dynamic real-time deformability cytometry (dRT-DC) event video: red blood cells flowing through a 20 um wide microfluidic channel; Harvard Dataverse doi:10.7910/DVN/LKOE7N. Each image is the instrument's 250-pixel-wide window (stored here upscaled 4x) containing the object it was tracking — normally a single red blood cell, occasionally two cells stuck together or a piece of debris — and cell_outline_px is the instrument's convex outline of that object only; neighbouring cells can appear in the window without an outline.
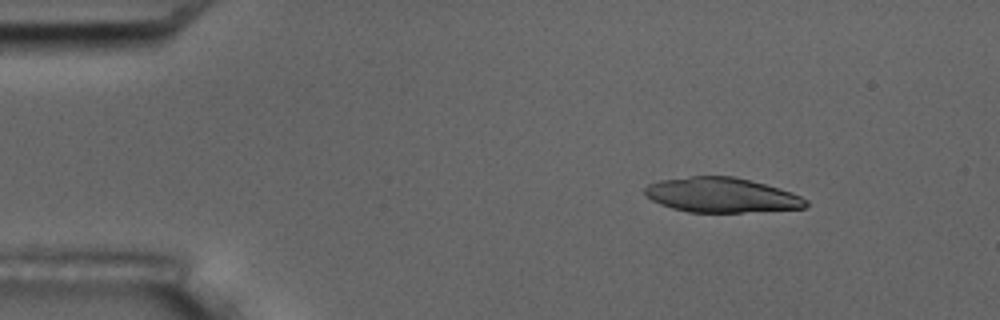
{"species": "common noctule bat (a hibernating species)", "species_latin": "Nyctalus noctula", "temperature_condition": "room temperature", "stored_images_in_passage": 4, "camera_frame_rate_fps": 3000, "um_per_image_px": 0.085, "animal": {"sex": "male", "body_mass_g": 17.5, "forearm_length_mm": 52.3}, "frame": {"image": 1, "passage_image": 2, "time_ms": 2.0, "image_size_px": [1000, 320], "cell_outline_px": [[808, 204], [804, 208], [740, 212], [688, 212], [672, 208], [660, 204], [652, 200], [644, 192], [644, 188], [648, 184], [660, 180], [692, 176], [732, 176], [780, 188], [792, 192], [808, 200]], "centroid_in_image_um": [61.32, 16.58], "position_along_channel_um": 23.7, "area_um2": 32.43}}